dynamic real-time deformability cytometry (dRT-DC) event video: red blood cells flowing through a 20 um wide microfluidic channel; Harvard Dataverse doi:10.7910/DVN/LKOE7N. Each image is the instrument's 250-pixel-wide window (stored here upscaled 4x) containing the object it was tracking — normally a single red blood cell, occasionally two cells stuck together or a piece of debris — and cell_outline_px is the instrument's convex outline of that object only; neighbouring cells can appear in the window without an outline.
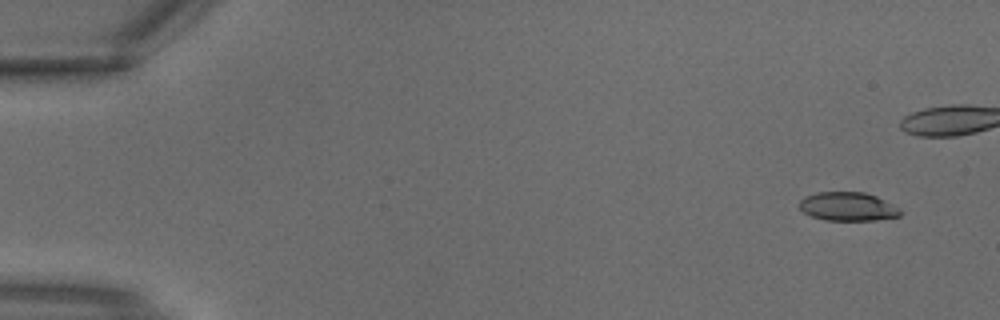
{"species": "common noctule bat (a hibernating species)", "species_latin": "Nyctalus noctula", "temperature_condition": "warm", "stored_images_in_passage": 5, "camera_frame_rate_fps": 3000, "um_per_image_px": 0.085, "animal": {"sex": "male", "body_mass_g": 18.8}, "frame": {"image": 1, "passage_image": 1, "time_ms": 0.0, "image_size_px": [1000, 320], "cell_outline_px": [[900, 216], [876, 220], [824, 220], [812, 216], [804, 212], [800, 208], [800, 200], [804, 196], [816, 192], [864, 192], [876, 196], [900, 208]], "centroid_in_image_um": [72.06, 17.55], "position_along_channel_um": 12.9, "area_um2": 16.82}}